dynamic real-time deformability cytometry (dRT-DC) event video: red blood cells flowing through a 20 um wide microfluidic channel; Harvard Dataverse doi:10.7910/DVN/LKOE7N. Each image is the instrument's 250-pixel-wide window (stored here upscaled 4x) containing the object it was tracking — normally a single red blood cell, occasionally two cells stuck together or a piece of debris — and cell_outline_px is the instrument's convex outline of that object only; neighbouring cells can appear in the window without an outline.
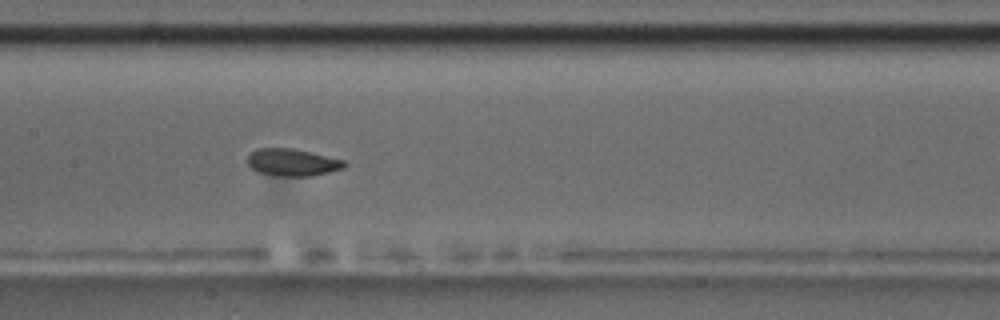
{"species": "common noctule bat (a hibernating species)", "species_latin": "Nyctalus noctula", "temperature_condition": "room temperature", "stored_images_in_passage": 9, "camera_frame_rate_fps": 3000, "um_per_image_px": 0.085, "animal": {"sex": "male", "body_mass_g": 17.5, "forearm_length_mm": 52.3}, "frame": {"image": 1, "passage_image": 6, "time_ms": 5.333, "image_size_px": [1000, 320], "cell_outline_px": [[348, 164], [344, 168], [312, 176], [280, 176], [260, 172], [252, 168], [248, 164], [248, 156], [256, 148], [292, 148], [344, 160]], "centroid_in_image_um": [24.87, 13.8], "position_along_channel_um": 182.5, "area_um2": 15.2}}